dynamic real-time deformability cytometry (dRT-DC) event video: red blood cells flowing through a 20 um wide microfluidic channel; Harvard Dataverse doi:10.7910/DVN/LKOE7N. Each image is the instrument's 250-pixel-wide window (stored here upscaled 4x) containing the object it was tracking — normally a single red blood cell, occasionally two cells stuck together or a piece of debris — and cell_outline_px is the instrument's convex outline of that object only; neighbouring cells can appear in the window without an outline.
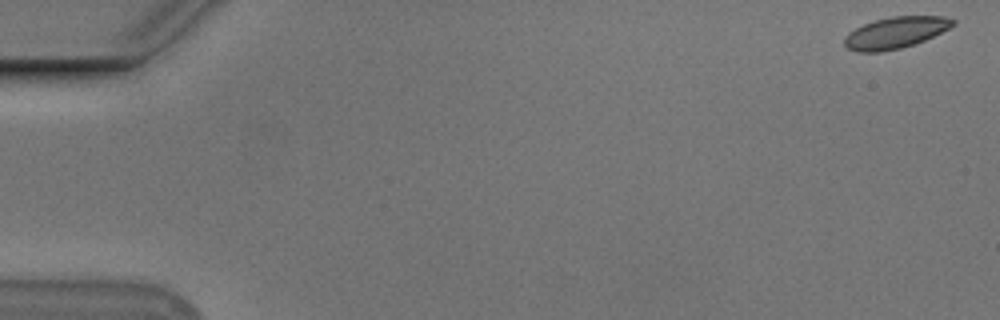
{"species": "Egyptian fruit bat (a non-hibernating species)", "species_latin": "Rousettus aegyptiacus", "temperature_condition": "cold", "stored_images_in_passage": 55, "camera_frame_rate_fps": 3000, "um_per_image_px": 0.085, "animal": {"sex": "male"}, "frame": {"image": 1, "passage_image": 1, "time_ms": 0.0, "image_size_px": [1000, 320], "cell_outline_px": [[956, 24], [924, 40], [900, 48], [880, 52], [856, 52], [848, 48], [844, 44], [844, 36], [848, 32], [864, 24], [876, 20], [892, 16], [944, 16], [956, 20]], "centroid_in_image_um": [76.09, 2.77], "position_along_channel_um": 8.9, "area_um2": 19.71}}
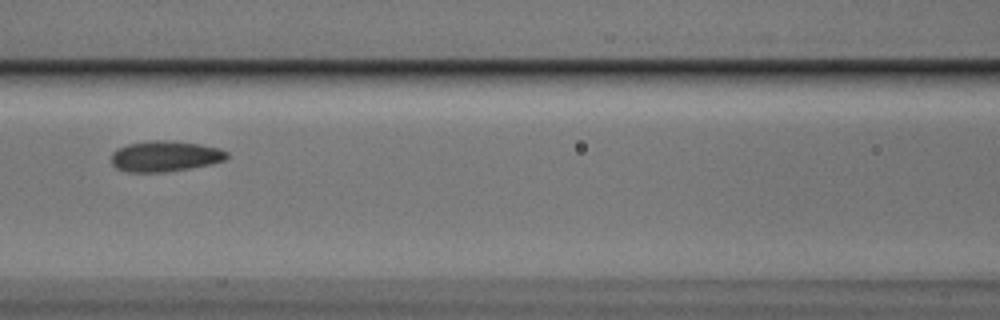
{"frame": {"image": 2, "passage_image": 25, "time_ms": 8.0, "image_size_px": [1000, 320], "cell_outline_px": [[228, 156], [224, 160], [212, 164], [164, 172], [128, 172], [116, 168], [112, 164], [112, 152], [116, 148], [128, 144], [152, 140], [172, 140], [200, 144], [220, 148], [228, 152]], "centroid_in_image_um": [14.02, 13.27], "position_along_channel_um": 152.6, "area_um2": 20.81}}
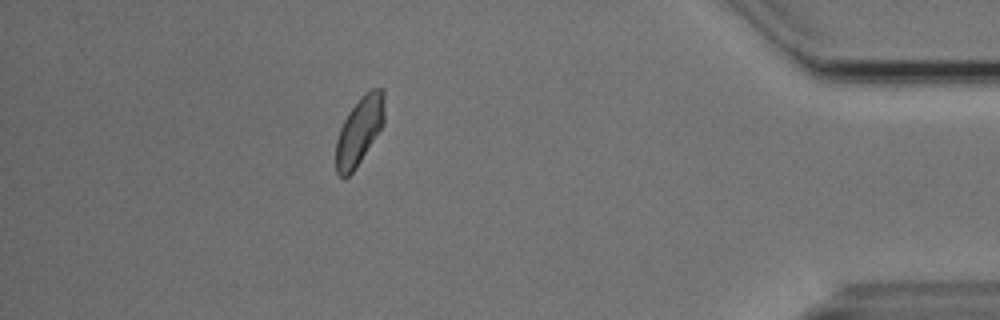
{"frame": {"image": 3, "passage_image": 49, "time_ms": 16.0, "image_size_px": [1000, 320], "cell_outline_px": [[384, 124], [356, 168], [348, 176], [340, 176], [336, 172], [336, 140], [340, 128], [348, 112], [360, 96], [364, 92], [372, 88], [384, 88]], "centroid_in_image_um": [30.55, 11.08], "position_along_channel_um": 404.6, "area_um2": 19.31}, "authors_computed_cell_mechanics": {"area_um2": 20.2878, "velocity_mm_per_s": 3.7137, "shape_relaxation_time_tau1_ms": 3.1874, "shape_relaxation_time_tau2_ms": 1.3922, "deformation_change_tau1": 0.092, "deformation_change_tau2": 0.0691}}